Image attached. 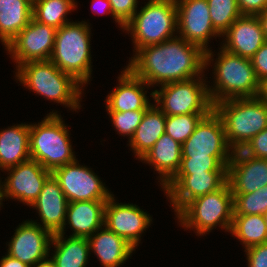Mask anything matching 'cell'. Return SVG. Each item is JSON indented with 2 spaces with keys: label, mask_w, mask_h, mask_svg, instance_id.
<instances>
[{
  "label": "cell",
  "mask_w": 267,
  "mask_h": 267,
  "mask_svg": "<svg viewBox=\"0 0 267 267\" xmlns=\"http://www.w3.org/2000/svg\"><path fill=\"white\" fill-rule=\"evenodd\" d=\"M222 119L226 140L233 151L241 150L267 128V103L258 96L223 100L214 104Z\"/></svg>",
  "instance_id": "3"
},
{
  "label": "cell",
  "mask_w": 267,
  "mask_h": 267,
  "mask_svg": "<svg viewBox=\"0 0 267 267\" xmlns=\"http://www.w3.org/2000/svg\"><path fill=\"white\" fill-rule=\"evenodd\" d=\"M233 213V194L226 182L220 189L189 201L175 215L182 227L194 228L196 234L204 236L217 225L230 232Z\"/></svg>",
  "instance_id": "7"
},
{
  "label": "cell",
  "mask_w": 267,
  "mask_h": 267,
  "mask_svg": "<svg viewBox=\"0 0 267 267\" xmlns=\"http://www.w3.org/2000/svg\"><path fill=\"white\" fill-rule=\"evenodd\" d=\"M118 87L107 95V112H125L146 110L151 103L146 97L145 87L150 86L141 78L135 76L127 67L118 77Z\"/></svg>",
  "instance_id": "21"
},
{
  "label": "cell",
  "mask_w": 267,
  "mask_h": 267,
  "mask_svg": "<svg viewBox=\"0 0 267 267\" xmlns=\"http://www.w3.org/2000/svg\"><path fill=\"white\" fill-rule=\"evenodd\" d=\"M242 150L252 157L267 159V128L254 136Z\"/></svg>",
  "instance_id": "37"
},
{
  "label": "cell",
  "mask_w": 267,
  "mask_h": 267,
  "mask_svg": "<svg viewBox=\"0 0 267 267\" xmlns=\"http://www.w3.org/2000/svg\"><path fill=\"white\" fill-rule=\"evenodd\" d=\"M231 158H182L175 175L194 173H227Z\"/></svg>",
  "instance_id": "34"
},
{
  "label": "cell",
  "mask_w": 267,
  "mask_h": 267,
  "mask_svg": "<svg viewBox=\"0 0 267 267\" xmlns=\"http://www.w3.org/2000/svg\"><path fill=\"white\" fill-rule=\"evenodd\" d=\"M227 182L232 194H247L267 185V159L233 151L227 166Z\"/></svg>",
  "instance_id": "18"
},
{
  "label": "cell",
  "mask_w": 267,
  "mask_h": 267,
  "mask_svg": "<svg viewBox=\"0 0 267 267\" xmlns=\"http://www.w3.org/2000/svg\"><path fill=\"white\" fill-rule=\"evenodd\" d=\"M151 218L137 205L115 203L114 195H112L105 205L104 227L137 248L141 241V234L150 226Z\"/></svg>",
  "instance_id": "15"
},
{
  "label": "cell",
  "mask_w": 267,
  "mask_h": 267,
  "mask_svg": "<svg viewBox=\"0 0 267 267\" xmlns=\"http://www.w3.org/2000/svg\"><path fill=\"white\" fill-rule=\"evenodd\" d=\"M146 110L108 112L115 130L122 136L127 135L129 140L134 135L136 128L142 121Z\"/></svg>",
  "instance_id": "35"
},
{
  "label": "cell",
  "mask_w": 267,
  "mask_h": 267,
  "mask_svg": "<svg viewBox=\"0 0 267 267\" xmlns=\"http://www.w3.org/2000/svg\"><path fill=\"white\" fill-rule=\"evenodd\" d=\"M214 29L221 35L242 16L237 0H207Z\"/></svg>",
  "instance_id": "31"
},
{
  "label": "cell",
  "mask_w": 267,
  "mask_h": 267,
  "mask_svg": "<svg viewBox=\"0 0 267 267\" xmlns=\"http://www.w3.org/2000/svg\"><path fill=\"white\" fill-rule=\"evenodd\" d=\"M248 267H267V243L247 248Z\"/></svg>",
  "instance_id": "38"
},
{
  "label": "cell",
  "mask_w": 267,
  "mask_h": 267,
  "mask_svg": "<svg viewBox=\"0 0 267 267\" xmlns=\"http://www.w3.org/2000/svg\"><path fill=\"white\" fill-rule=\"evenodd\" d=\"M202 77L205 76L163 84L159 91L154 90L150 95L166 116L209 114L214 105Z\"/></svg>",
  "instance_id": "9"
},
{
  "label": "cell",
  "mask_w": 267,
  "mask_h": 267,
  "mask_svg": "<svg viewBox=\"0 0 267 267\" xmlns=\"http://www.w3.org/2000/svg\"><path fill=\"white\" fill-rule=\"evenodd\" d=\"M68 203L58 181L51 174L43 184L38 198L30 206L38 211L42 222L39 225L42 228L52 234H65Z\"/></svg>",
  "instance_id": "19"
},
{
  "label": "cell",
  "mask_w": 267,
  "mask_h": 267,
  "mask_svg": "<svg viewBox=\"0 0 267 267\" xmlns=\"http://www.w3.org/2000/svg\"><path fill=\"white\" fill-rule=\"evenodd\" d=\"M258 97L262 101L267 103V79H265L264 81L260 82V88H259Z\"/></svg>",
  "instance_id": "44"
},
{
  "label": "cell",
  "mask_w": 267,
  "mask_h": 267,
  "mask_svg": "<svg viewBox=\"0 0 267 267\" xmlns=\"http://www.w3.org/2000/svg\"><path fill=\"white\" fill-rule=\"evenodd\" d=\"M29 3H31L32 5H34L38 0H27Z\"/></svg>",
  "instance_id": "47"
},
{
  "label": "cell",
  "mask_w": 267,
  "mask_h": 267,
  "mask_svg": "<svg viewBox=\"0 0 267 267\" xmlns=\"http://www.w3.org/2000/svg\"><path fill=\"white\" fill-rule=\"evenodd\" d=\"M30 124H17L0 131V168L6 170L30 157Z\"/></svg>",
  "instance_id": "25"
},
{
  "label": "cell",
  "mask_w": 267,
  "mask_h": 267,
  "mask_svg": "<svg viewBox=\"0 0 267 267\" xmlns=\"http://www.w3.org/2000/svg\"><path fill=\"white\" fill-rule=\"evenodd\" d=\"M233 215H264L267 212V185L247 194H233Z\"/></svg>",
  "instance_id": "32"
},
{
  "label": "cell",
  "mask_w": 267,
  "mask_h": 267,
  "mask_svg": "<svg viewBox=\"0 0 267 267\" xmlns=\"http://www.w3.org/2000/svg\"><path fill=\"white\" fill-rule=\"evenodd\" d=\"M1 181V180H0ZM2 188H1V182H0V206H2L1 204V202H2Z\"/></svg>",
  "instance_id": "46"
},
{
  "label": "cell",
  "mask_w": 267,
  "mask_h": 267,
  "mask_svg": "<svg viewBox=\"0 0 267 267\" xmlns=\"http://www.w3.org/2000/svg\"><path fill=\"white\" fill-rule=\"evenodd\" d=\"M260 24L262 26V30L264 32L265 38L267 40V7L259 14L257 15Z\"/></svg>",
  "instance_id": "43"
},
{
  "label": "cell",
  "mask_w": 267,
  "mask_h": 267,
  "mask_svg": "<svg viewBox=\"0 0 267 267\" xmlns=\"http://www.w3.org/2000/svg\"><path fill=\"white\" fill-rule=\"evenodd\" d=\"M223 36V49L247 59L267 41L258 17L250 15L237 18Z\"/></svg>",
  "instance_id": "20"
},
{
  "label": "cell",
  "mask_w": 267,
  "mask_h": 267,
  "mask_svg": "<svg viewBox=\"0 0 267 267\" xmlns=\"http://www.w3.org/2000/svg\"><path fill=\"white\" fill-rule=\"evenodd\" d=\"M127 68L149 86L203 76L205 52L177 36L135 52Z\"/></svg>",
  "instance_id": "1"
},
{
  "label": "cell",
  "mask_w": 267,
  "mask_h": 267,
  "mask_svg": "<svg viewBox=\"0 0 267 267\" xmlns=\"http://www.w3.org/2000/svg\"><path fill=\"white\" fill-rule=\"evenodd\" d=\"M66 239L64 233H56L52 236L51 245L56 249L51 258L56 266L86 267L90 254L88 239L72 236Z\"/></svg>",
  "instance_id": "28"
},
{
  "label": "cell",
  "mask_w": 267,
  "mask_h": 267,
  "mask_svg": "<svg viewBox=\"0 0 267 267\" xmlns=\"http://www.w3.org/2000/svg\"><path fill=\"white\" fill-rule=\"evenodd\" d=\"M87 239L89 250L94 252L104 267H119L135 251V248L125 239L104 226Z\"/></svg>",
  "instance_id": "22"
},
{
  "label": "cell",
  "mask_w": 267,
  "mask_h": 267,
  "mask_svg": "<svg viewBox=\"0 0 267 267\" xmlns=\"http://www.w3.org/2000/svg\"><path fill=\"white\" fill-rule=\"evenodd\" d=\"M90 25L68 22L56 29L50 61L61 71L72 75L83 86L91 78Z\"/></svg>",
  "instance_id": "5"
},
{
  "label": "cell",
  "mask_w": 267,
  "mask_h": 267,
  "mask_svg": "<svg viewBox=\"0 0 267 267\" xmlns=\"http://www.w3.org/2000/svg\"><path fill=\"white\" fill-rule=\"evenodd\" d=\"M265 222L267 224V212L264 214Z\"/></svg>",
  "instance_id": "48"
},
{
  "label": "cell",
  "mask_w": 267,
  "mask_h": 267,
  "mask_svg": "<svg viewBox=\"0 0 267 267\" xmlns=\"http://www.w3.org/2000/svg\"><path fill=\"white\" fill-rule=\"evenodd\" d=\"M33 267H57L52 258H45L37 262Z\"/></svg>",
  "instance_id": "45"
},
{
  "label": "cell",
  "mask_w": 267,
  "mask_h": 267,
  "mask_svg": "<svg viewBox=\"0 0 267 267\" xmlns=\"http://www.w3.org/2000/svg\"><path fill=\"white\" fill-rule=\"evenodd\" d=\"M178 37L199 46L205 52V69L214 56L207 45L213 36L221 35L214 29L207 0H175ZM179 30V31H178Z\"/></svg>",
  "instance_id": "10"
},
{
  "label": "cell",
  "mask_w": 267,
  "mask_h": 267,
  "mask_svg": "<svg viewBox=\"0 0 267 267\" xmlns=\"http://www.w3.org/2000/svg\"><path fill=\"white\" fill-rule=\"evenodd\" d=\"M230 233L249 247L267 243V224L264 215H233Z\"/></svg>",
  "instance_id": "29"
},
{
  "label": "cell",
  "mask_w": 267,
  "mask_h": 267,
  "mask_svg": "<svg viewBox=\"0 0 267 267\" xmlns=\"http://www.w3.org/2000/svg\"><path fill=\"white\" fill-rule=\"evenodd\" d=\"M53 234L36 221H24L17 227L9 242L7 254L33 267L49 257Z\"/></svg>",
  "instance_id": "16"
},
{
  "label": "cell",
  "mask_w": 267,
  "mask_h": 267,
  "mask_svg": "<svg viewBox=\"0 0 267 267\" xmlns=\"http://www.w3.org/2000/svg\"><path fill=\"white\" fill-rule=\"evenodd\" d=\"M27 0H0V40L5 48L32 19Z\"/></svg>",
  "instance_id": "27"
},
{
  "label": "cell",
  "mask_w": 267,
  "mask_h": 267,
  "mask_svg": "<svg viewBox=\"0 0 267 267\" xmlns=\"http://www.w3.org/2000/svg\"><path fill=\"white\" fill-rule=\"evenodd\" d=\"M6 171H9V176L1 185L2 199H18L29 206L38 198L43 184L51 175V171L33 159L8 168Z\"/></svg>",
  "instance_id": "14"
},
{
  "label": "cell",
  "mask_w": 267,
  "mask_h": 267,
  "mask_svg": "<svg viewBox=\"0 0 267 267\" xmlns=\"http://www.w3.org/2000/svg\"><path fill=\"white\" fill-rule=\"evenodd\" d=\"M132 35L134 50L172 39L177 32L175 0H149L124 26Z\"/></svg>",
  "instance_id": "8"
},
{
  "label": "cell",
  "mask_w": 267,
  "mask_h": 267,
  "mask_svg": "<svg viewBox=\"0 0 267 267\" xmlns=\"http://www.w3.org/2000/svg\"><path fill=\"white\" fill-rule=\"evenodd\" d=\"M90 169L75 160L51 172L68 202L108 200L113 195Z\"/></svg>",
  "instance_id": "12"
},
{
  "label": "cell",
  "mask_w": 267,
  "mask_h": 267,
  "mask_svg": "<svg viewBox=\"0 0 267 267\" xmlns=\"http://www.w3.org/2000/svg\"><path fill=\"white\" fill-rule=\"evenodd\" d=\"M208 114H184L166 116L165 133L183 144L194 132L200 120Z\"/></svg>",
  "instance_id": "33"
},
{
  "label": "cell",
  "mask_w": 267,
  "mask_h": 267,
  "mask_svg": "<svg viewBox=\"0 0 267 267\" xmlns=\"http://www.w3.org/2000/svg\"><path fill=\"white\" fill-rule=\"evenodd\" d=\"M140 160L153 166L162 187L176 174L182 160V144L164 133Z\"/></svg>",
  "instance_id": "24"
},
{
  "label": "cell",
  "mask_w": 267,
  "mask_h": 267,
  "mask_svg": "<svg viewBox=\"0 0 267 267\" xmlns=\"http://www.w3.org/2000/svg\"><path fill=\"white\" fill-rule=\"evenodd\" d=\"M242 15L257 16L266 7L267 0H237Z\"/></svg>",
  "instance_id": "40"
},
{
  "label": "cell",
  "mask_w": 267,
  "mask_h": 267,
  "mask_svg": "<svg viewBox=\"0 0 267 267\" xmlns=\"http://www.w3.org/2000/svg\"><path fill=\"white\" fill-rule=\"evenodd\" d=\"M61 115L50 112L38 124L30 125V157L49 171L76 160L71 140Z\"/></svg>",
  "instance_id": "6"
},
{
  "label": "cell",
  "mask_w": 267,
  "mask_h": 267,
  "mask_svg": "<svg viewBox=\"0 0 267 267\" xmlns=\"http://www.w3.org/2000/svg\"><path fill=\"white\" fill-rule=\"evenodd\" d=\"M227 182V173H194L174 175L162 188L176 214L191 200L220 189Z\"/></svg>",
  "instance_id": "17"
},
{
  "label": "cell",
  "mask_w": 267,
  "mask_h": 267,
  "mask_svg": "<svg viewBox=\"0 0 267 267\" xmlns=\"http://www.w3.org/2000/svg\"><path fill=\"white\" fill-rule=\"evenodd\" d=\"M77 6L74 0H38L32 9V17L48 26L59 29L69 22L66 15Z\"/></svg>",
  "instance_id": "30"
},
{
  "label": "cell",
  "mask_w": 267,
  "mask_h": 267,
  "mask_svg": "<svg viewBox=\"0 0 267 267\" xmlns=\"http://www.w3.org/2000/svg\"><path fill=\"white\" fill-rule=\"evenodd\" d=\"M232 154L222 119L214 109L200 120L182 144V158H232Z\"/></svg>",
  "instance_id": "11"
},
{
  "label": "cell",
  "mask_w": 267,
  "mask_h": 267,
  "mask_svg": "<svg viewBox=\"0 0 267 267\" xmlns=\"http://www.w3.org/2000/svg\"><path fill=\"white\" fill-rule=\"evenodd\" d=\"M0 267H30L18 259L10 257L8 254L1 258Z\"/></svg>",
  "instance_id": "42"
},
{
  "label": "cell",
  "mask_w": 267,
  "mask_h": 267,
  "mask_svg": "<svg viewBox=\"0 0 267 267\" xmlns=\"http://www.w3.org/2000/svg\"><path fill=\"white\" fill-rule=\"evenodd\" d=\"M16 68V78L24 87L75 111L80 109L83 85L50 60L29 61Z\"/></svg>",
  "instance_id": "2"
},
{
  "label": "cell",
  "mask_w": 267,
  "mask_h": 267,
  "mask_svg": "<svg viewBox=\"0 0 267 267\" xmlns=\"http://www.w3.org/2000/svg\"><path fill=\"white\" fill-rule=\"evenodd\" d=\"M165 122L166 115L156 105L151 104L146 109L141 123L129 140V146L138 160L147 154L165 133Z\"/></svg>",
  "instance_id": "26"
},
{
  "label": "cell",
  "mask_w": 267,
  "mask_h": 267,
  "mask_svg": "<svg viewBox=\"0 0 267 267\" xmlns=\"http://www.w3.org/2000/svg\"><path fill=\"white\" fill-rule=\"evenodd\" d=\"M251 62L259 82L267 79V41L256 51Z\"/></svg>",
  "instance_id": "39"
},
{
  "label": "cell",
  "mask_w": 267,
  "mask_h": 267,
  "mask_svg": "<svg viewBox=\"0 0 267 267\" xmlns=\"http://www.w3.org/2000/svg\"><path fill=\"white\" fill-rule=\"evenodd\" d=\"M113 18L116 23L120 25L122 29L132 19L133 15L138 12L137 2L138 0H109Z\"/></svg>",
  "instance_id": "36"
},
{
  "label": "cell",
  "mask_w": 267,
  "mask_h": 267,
  "mask_svg": "<svg viewBox=\"0 0 267 267\" xmlns=\"http://www.w3.org/2000/svg\"><path fill=\"white\" fill-rule=\"evenodd\" d=\"M107 200L69 202L66 220L71 229L72 237H90L104 226V211Z\"/></svg>",
  "instance_id": "23"
},
{
  "label": "cell",
  "mask_w": 267,
  "mask_h": 267,
  "mask_svg": "<svg viewBox=\"0 0 267 267\" xmlns=\"http://www.w3.org/2000/svg\"><path fill=\"white\" fill-rule=\"evenodd\" d=\"M220 50L213 66L215 85L208 87L213 105L223 100L257 97L260 82L251 59L230 53L222 47Z\"/></svg>",
  "instance_id": "4"
},
{
  "label": "cell",
  "mask_w": 267,
  "mask_h": 267,
  "mask_svg": "<svg viewBox=\"0 0 267 267\" xmlns=\"http://www.w3.org/2000/svg\"><path fill=\"white\" fill-rule=\"evenodd\" d=\"M101 5H102V7H101ZM99 7L104 9V11L101 12V14H107V13L110 14L111 13V15L113 17L112 7H111L109 0H92V10L94 13L99 10ZM97 14H99V12H97Z\"/></svg>",
  "instance_id": "41"
},
{
  "label": "cell",
  "mask_w": 267,
  "mask_h": 267,
  "mask_svg": "<svg viewBox=\"0 0 267 267\" xmlns=\"http://www.w3.org/2000/svg\"><path fill=\"white\" fill-rule=\"evenodd\" d=\"M55 33L54 27L42 24L32 17L29 24L5 49L17 67L29 61L50 60L54 50Z\"/></svg>",
  "instance_id": "13"
}]
</instances>
